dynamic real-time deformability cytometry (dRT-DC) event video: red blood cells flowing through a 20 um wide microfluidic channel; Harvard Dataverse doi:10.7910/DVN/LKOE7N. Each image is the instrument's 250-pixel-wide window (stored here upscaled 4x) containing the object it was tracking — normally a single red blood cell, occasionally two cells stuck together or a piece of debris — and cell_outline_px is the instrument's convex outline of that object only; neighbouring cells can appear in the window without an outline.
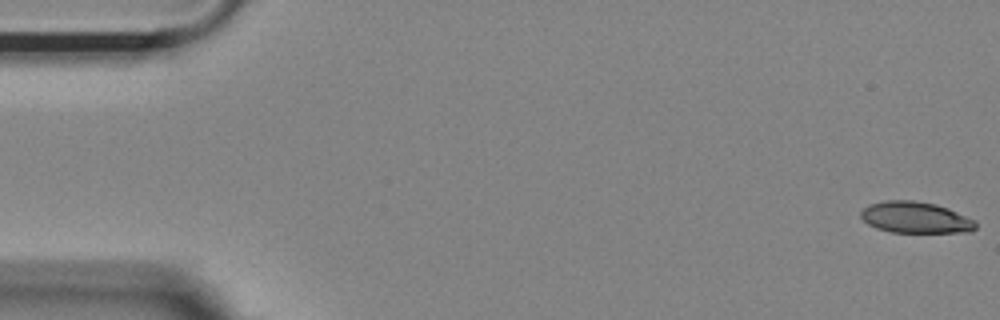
{"species": "Egyptian fruit bat (a non-hibernating species)", "species_latin": "Rousettus aegyptiacus", "temperature_condition": "room temperature", "stored_images_in_passage": 6, "camera_frame_rate_fps": 3000, "um_per_image_px": 0.085, "animal": {"sex": "female"}, "frame": {"image": 1, "passage_image": 1, "time_ms": 0.0, "image_size_px": [1000, 320], "cell_outline_px": [[976, 228], [972, 232], [892, 232], [876, 228], [868, 224], [860, 216], [860, 212], [868, 204], [884, 200], [912, 200], [936, 204], [948, 208], [976, 220]], "centroid_in_image_um": [77.82, 18.48], "position_along_channel_um": 7.2, "area_um2": 21.1}}